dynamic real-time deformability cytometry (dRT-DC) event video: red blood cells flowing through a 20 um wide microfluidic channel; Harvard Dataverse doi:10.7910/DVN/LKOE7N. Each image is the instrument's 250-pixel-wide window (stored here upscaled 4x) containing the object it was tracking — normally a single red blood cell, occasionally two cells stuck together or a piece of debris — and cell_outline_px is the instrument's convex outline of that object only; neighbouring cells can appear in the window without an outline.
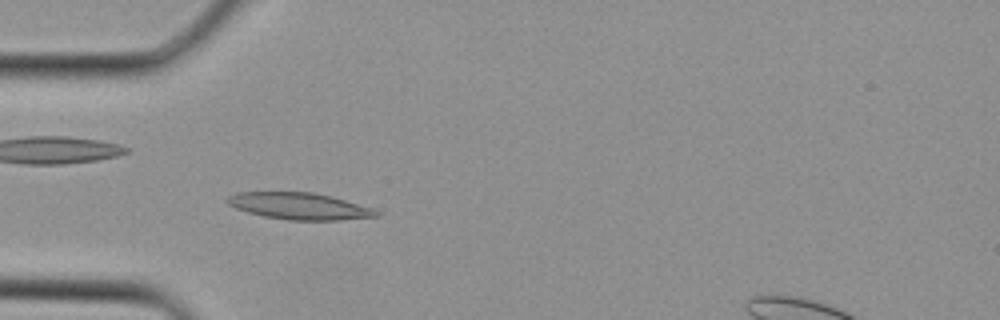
{"species": "Egyptian fruit bat (a non-hibernating species)", "species_latin": "Rousettus aegyptiacus", "temperature_condition": "cold", "stored_images_in_passage": 3, "camera_frame_rate_fps": 3000, "um_per_image_px": 0.085, "animal": {"sex": "female"}, "frame": {"image": 1, "passage_image": 2, "time_ms": 0.333, "image_size_px": [1000, 320], "cell_outline_px": [[380, 212], [376, 216], [340, 220], [288, 220], [264, 216], [248, 212], [236, 208], [228, 204], [224, 200], [228, 196], [236, 192], [312, 192], [332, 196], [372, 208]], "centroid_in_image_um": [25.4, 17.51], "position_along_channel_um": 59.6, "area_um2": 23.12}}
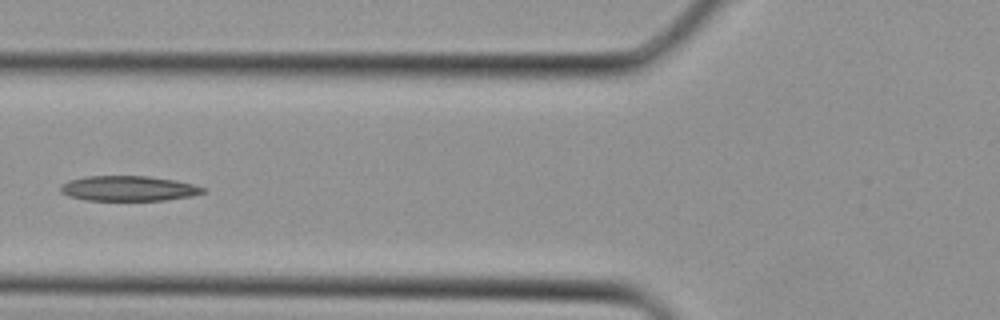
{"frame": {"image": 2, "passage_image": 3, "time_ms": 0.667, "image_size_px": [1000, 320], "cell_outline_px": [[208, 192], [192, 196], [164, 200], [88, 200], [68, 196], [60, 192], [60, 184], [68, 180], [88, 176], [148, 176], [176, 180], [208, 188]], "centroid_in_image_um": [10.95, 16.01], "position_along_channel_um": 114.8, "area_um2": 21.04}}